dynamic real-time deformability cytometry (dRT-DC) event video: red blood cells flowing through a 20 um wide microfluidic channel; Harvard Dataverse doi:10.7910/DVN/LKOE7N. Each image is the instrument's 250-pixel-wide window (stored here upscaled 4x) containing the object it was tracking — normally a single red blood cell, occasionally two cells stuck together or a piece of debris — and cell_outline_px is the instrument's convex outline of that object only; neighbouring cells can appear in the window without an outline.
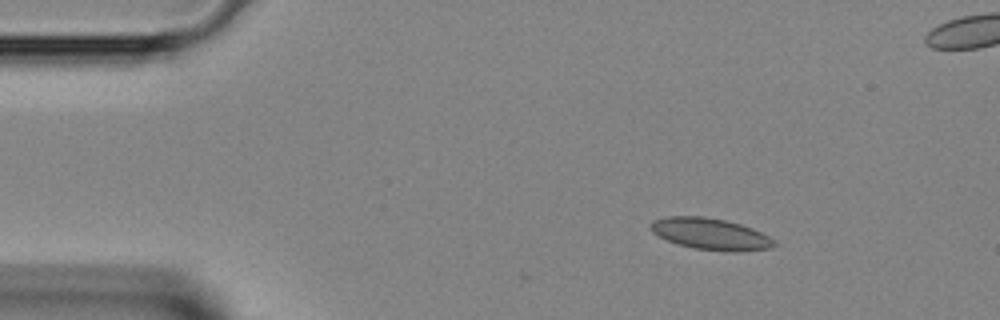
{"species": "Egyptian fruit bat (a non-hibernating species)", "species_latin": "Rousettus aegyptiacus", "temperature_condition": "room temperature", "stored_images_in_passage": 15, "camera_frame_rate_fps": 3000, "um_per_image_px": 0.085, "animal": {"sex": "female"}, "frame": {"image": 1, "passage_image": 1, "time_ms": 0.0, "image_size_px": [1000, 320], "cell_outline_px": [[780, 244], [772, 248], [736, 252], [732, 252], [692, 248], [668, 240], [652, 232], [648, 228], [652, 220], [668, 216], [704, 216], [724, 220], [740, 224], [752, 228], [776, 240]], "centroid_in_image_um": [60.42, 19.89], "position_along_channel_um": 24.6, "area_um2": 22.83}}
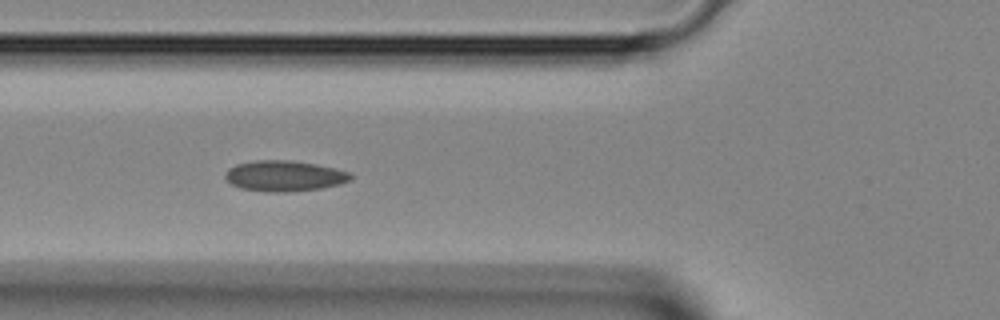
{"frame": {"image": 2, "passage_image": 10, "time_ms": 3.0, "image_size_px": [1000, 320], "cell_outline_px": [[352, 180], [340, 184], [320, 188], [288, 192], [268, 192], [240, 188], [232, 184], [224, 176], [224, 172], [228, 168], [236, 164], [256, 160], [292, 160], [316, 164], [336, 168], [348, 172], [352, 176]], "centroid_in_image_um": [24.16, 14.95], "position_along_channel_um": 101.6, "area_um2": 22.54}}
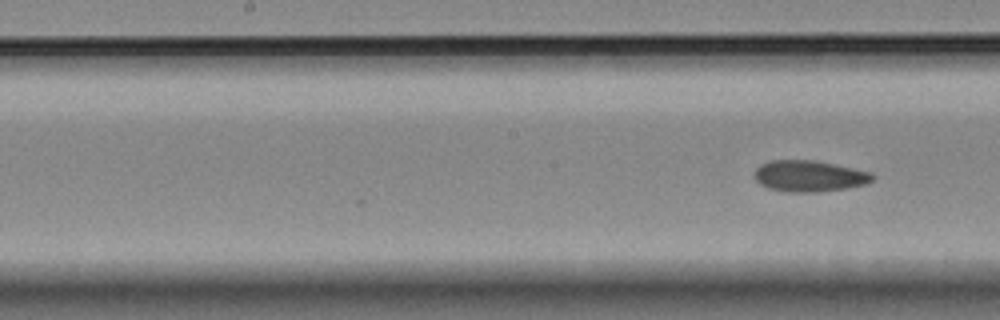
{"frame": {"image": 3, "passage_image": 15, "time_ms": 4.667, "image_size_px": [1000, 320], "cell_outline_px": [[876, 176], [872, 180], [864, 184], [844, 188], [816, 192], [788, 192], [768, 188], [760, 184], [756, 180], [756, 168], [760, 164], [772, 160], [816, 160], [872, 172]], "centroid_in_image_um": [68.79, 14.95], "position_along_channel_um": 179.4, "area_um2": 21.39}}